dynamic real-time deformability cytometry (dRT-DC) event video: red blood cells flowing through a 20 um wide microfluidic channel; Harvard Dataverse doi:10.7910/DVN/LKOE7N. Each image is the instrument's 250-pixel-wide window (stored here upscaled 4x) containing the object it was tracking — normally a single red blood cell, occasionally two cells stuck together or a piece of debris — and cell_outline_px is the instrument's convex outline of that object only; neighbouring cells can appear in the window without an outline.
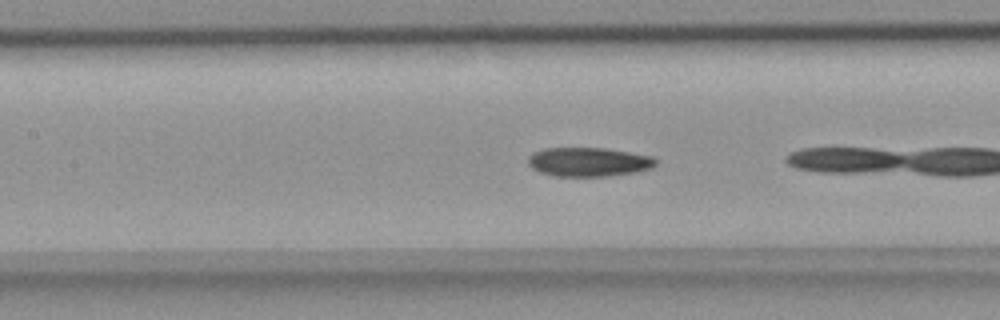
{"species": "common noctule bat (a hibernating species)", "species_latin": "Nyctalus noctula", "temperature_condition": "room temperature", "stored_images_in_passage": 18, "camera_frame_rate_fps": 3000, "um_per_image_px": 0.085, "animal": {"sex": "female", "body_mass_g": 18.4}, "frame": {"image": 1, "passage_image": 17, "time_ms": 5.333, "image_size_px": [1000, 320], "cell_outline_px": [[656, 164], [652, 168], [636, 172], [608, 176], [556, 176], [540, 172], [532, 168], [528, 164], [528, 156], [532, 152], [544, 148], [604, 148], [652, 156], [656, 160]], "centroid_in_image_um": [50.01, 13.76], "position_along_channel_um": 157.4, "area_um2": 21.62}}